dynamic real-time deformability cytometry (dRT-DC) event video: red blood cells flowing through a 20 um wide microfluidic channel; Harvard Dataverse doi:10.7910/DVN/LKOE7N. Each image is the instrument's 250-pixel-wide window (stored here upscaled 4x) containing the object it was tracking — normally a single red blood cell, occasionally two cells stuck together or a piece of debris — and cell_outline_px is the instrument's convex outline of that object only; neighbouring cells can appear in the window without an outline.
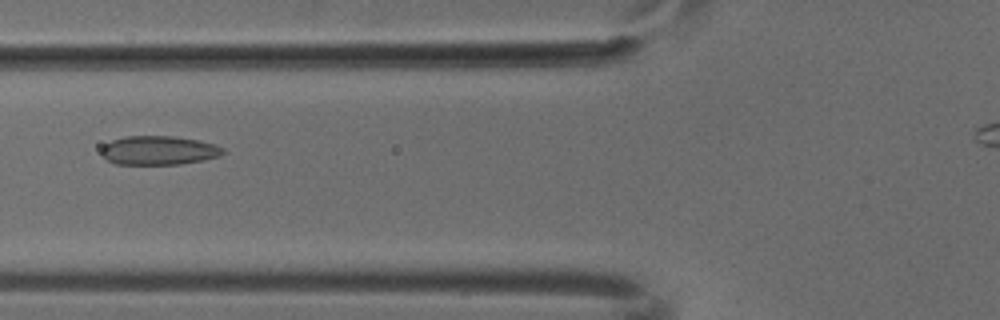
{"species": "common noctule bat (a hibernating species)", "species_latin": "Nyctalus noctula", "temperature_condition": "cold", "stored_images_in_passage": 3, "camera_frame_rate_fps": 3000, "um_per_image_px": 0.085, "animal": {"sex": "male", "body_mass_g": 18.8}, "frame": {"image": 1, "passage_image": 2, "time_ms": 0.333, "image_size_px": [1000, 320], "cell_outline_px": [[224, 152], [216, 156], [204, 160], [180, 164], [116, 164], [108, 160], [100, 152], [100, 148], [104, 144], [112, 140], [124, 136], [172, 136], [200, 140], [216, 144], [224, 148]], "centroid_in_image_um": [13.48, 12.77], "position_along_channel_um": 112.3, "area_um2": 20.58}}
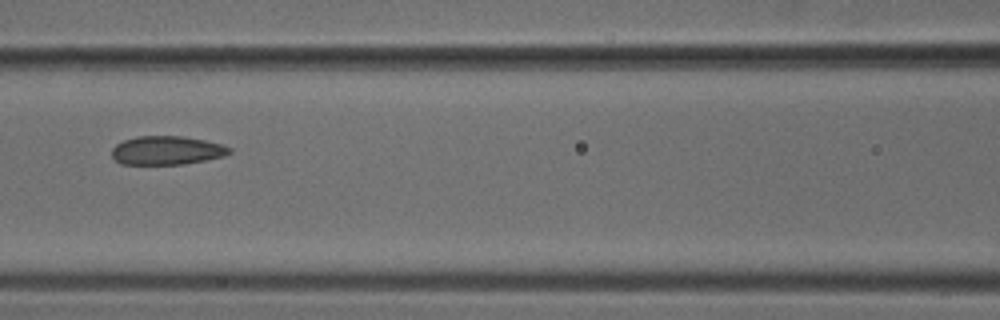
{"frame": {"image": 2, "passage_image": 3, "time_ms": 0.667, "image_size_px": [1000, 320], "cell_outline_px": [[232, 152], [224, 156], [184, 164], [120, 164], [112, 156], [112, 148], [116, 144], [124, 140], [136, 136], [180, 136], [204, 140], [220, 144], [232, 148]], "centroid_in_image_um": [14.16, 12.78], "position_along_channel_um": 152.4, "area_um2": 19.59}}